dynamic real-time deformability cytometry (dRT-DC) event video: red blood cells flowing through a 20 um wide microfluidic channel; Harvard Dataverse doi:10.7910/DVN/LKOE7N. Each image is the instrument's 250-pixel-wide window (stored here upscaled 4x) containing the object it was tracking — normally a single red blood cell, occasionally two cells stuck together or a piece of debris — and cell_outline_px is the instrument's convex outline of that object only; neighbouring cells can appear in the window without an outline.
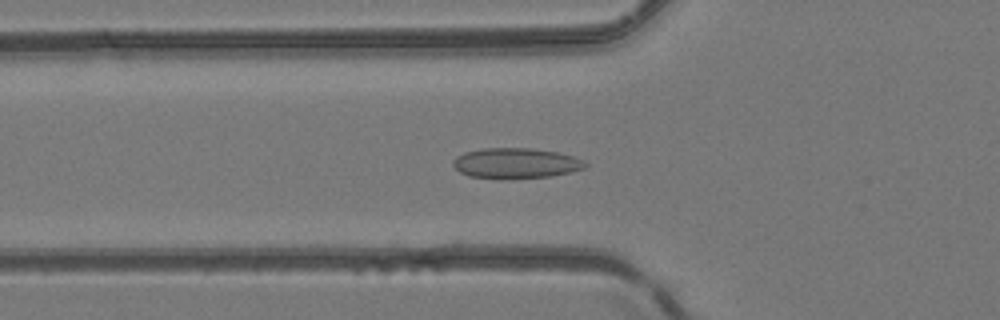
{"species": "common noctule bat (a hibernating species)", "species_latin": "Nyctalus noctula", "temperature_condition": "room temperature", "stored_images_in_passage": 13, "camera_frame_rate_fps": 3000, "um_per_image_px": 0.085, "animal": {"sex": "female", "body_mass_g": 24.6, "forearm_length_mm": 56.2}, "frame": {"image": 1, "passage_image": 9, "time_ms": 2.667, "image_size_px": [1000, 320], "cell_outline_px": [[588, 164], [584, 168], [572, 172], [552, 176], [500, 180], [468, 176], [460, 172], [452, 164], [452, 160], [456, 156], [464, 152], [484, 148], [532, 148], [556, 152], [572, 156], [584, 160]], "centroid_in_image_um": [43.82, 13.89], "position_along_channel_um": 82.0, "area_um2": 23.81}}
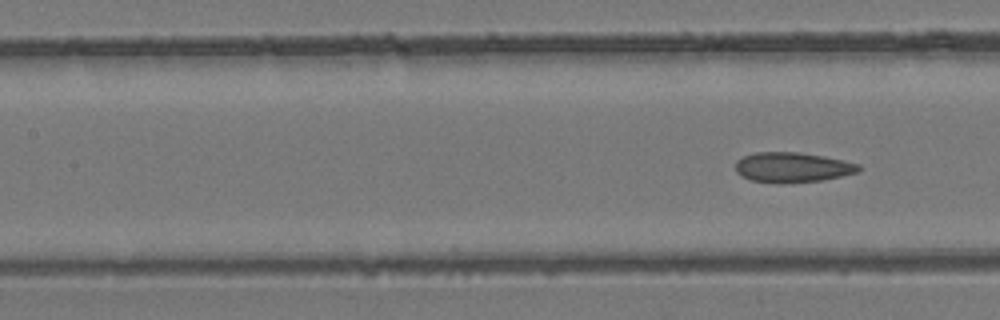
{"frame": {"image": 2, "passage_image": 13, "time_ms": 4.0, "image_size_px": [1000, 320], "cell_outline_px": [[860, 172], [824, 180], [784, 184], [780, 184], [752, 180], [740, 176], [736, 172], [736, 160], [744, 156], [756, 152], [800, 152], [824, 156], [860, 164]], "centroid_in_image_um": [67.36, 14.23], "position_along_channel_um": 140.0, "area_um2": 21.85}}